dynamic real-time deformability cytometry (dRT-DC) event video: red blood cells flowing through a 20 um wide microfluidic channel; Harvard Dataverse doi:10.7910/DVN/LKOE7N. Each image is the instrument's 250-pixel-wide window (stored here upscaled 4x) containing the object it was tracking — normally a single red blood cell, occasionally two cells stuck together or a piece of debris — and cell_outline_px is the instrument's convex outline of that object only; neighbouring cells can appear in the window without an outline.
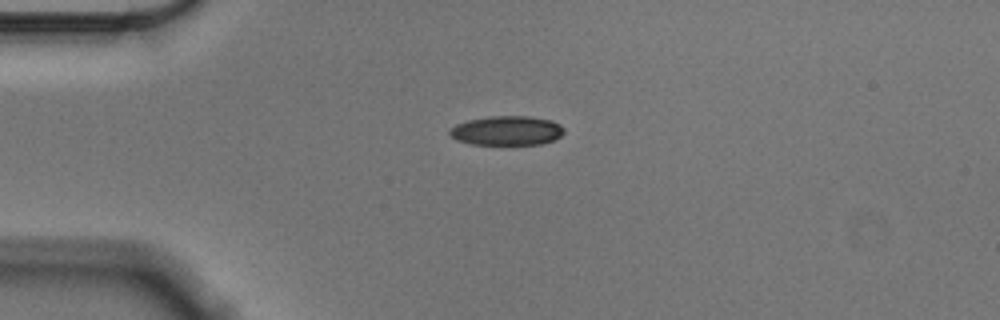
{"species": "Egyptian fruit bat (a non-hibernating species)", "species_latin": "Rousettus aegyptiacus", "temperature_condition": "cold", "stored_images_in_passage": 43, "camera_frame_rate_fps": 3000, "um_per_image_px": 0.085, "animal": {"sex": "male"}, "frame": {"image": 1, "passage_image": 1, "time_ms": 0.0, "image_size_px": [1000, 320], "cell_outline_px": [[564, 132], [560, 136], [552, 140], [540, 144], [472, 144], [456, 140], [448, 132], [456, 124], [468, 120], [492, 116], [528, 116], [552, 120], [560, 124], [564, 128]], "centroid_in_image_um": [43.09, 11.09], "position_along_channel_um": 41.9, "area_um2": 19.42}}
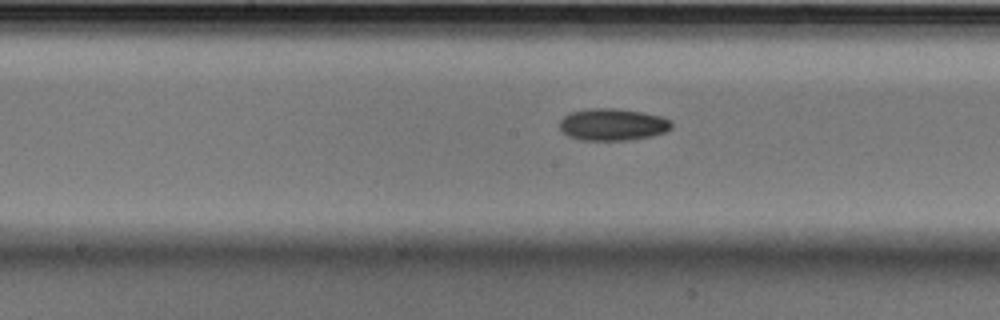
{"frame": {"image": 2, "passage_image": 16, "time_ms": 5.0, "image_size_px": [1000, 320], "cell_outline_px": [[672, 128], [664, 132], [652, 136], [628, 140], [580, 140], [568, 136], [560, 132], [560, 120], [564, 116], [572, 112], [588, 108], [616, 108], [640, 112], [660, 116], [672, 120]], "centroid_in_image_um": [52.06, 10.59], "position_along_channel_um": 196.1, "area_um2": 20.98}}
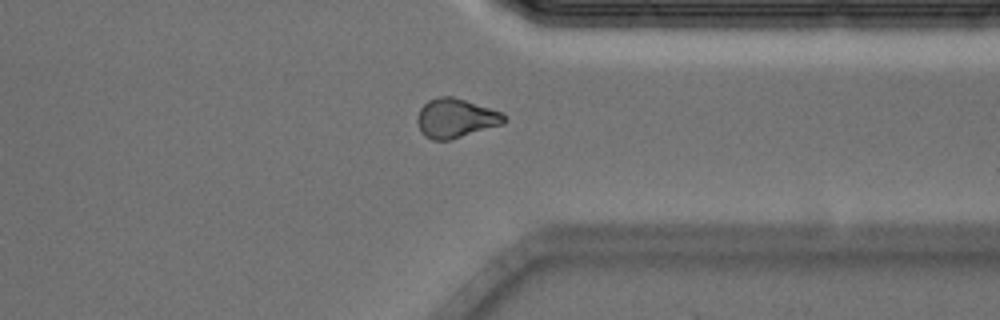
{"frame": {"image": 3, "passage_image": 31, "time_ms": 10.0, "image_size_px": [1000, 320], "cell_outline_px": [[504, 124], [448, 140], [432, 140], [424, 136], [420, 132], [416, 120], [416, 116], [420, 108], [428, 100], [440, 96], [452, 96], [504, 112]], "centroid_in_image_um": [38.7, 10.04], "position_along_channel_um": 372.7, "area_um2": 19.94}}